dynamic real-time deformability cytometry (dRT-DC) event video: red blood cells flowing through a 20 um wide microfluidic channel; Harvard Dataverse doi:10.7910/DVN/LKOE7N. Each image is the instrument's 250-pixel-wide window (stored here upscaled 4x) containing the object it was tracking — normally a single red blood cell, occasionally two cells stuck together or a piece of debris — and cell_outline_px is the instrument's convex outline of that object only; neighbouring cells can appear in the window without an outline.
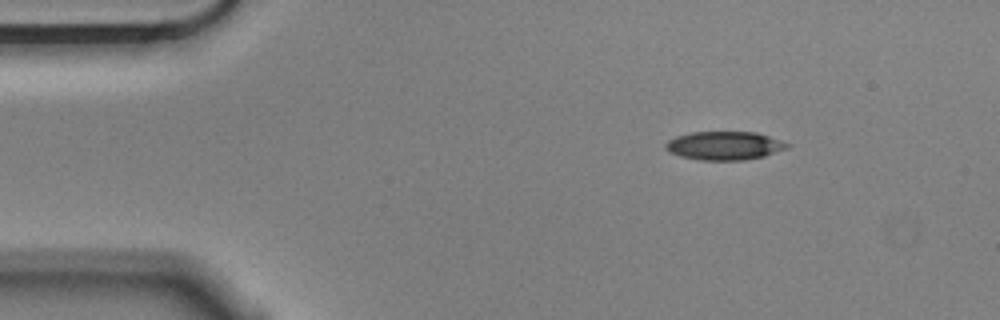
{"species": "Egyptian fruit bat (a non-hibernating species)", "species_latin": "Rousettus aegyptiacus", "temperature_condition": "cold", "stored_images_in_passage": 4, "camera_frame_rate_fps": 3000, "um_per_image_px": 0.085, "animal": {"sex": "male"}, "frame": {"image": 1, "passage_image": 1, "time_ms": 0.0, "image_size_px": [1000, 320], "cell_outline_px": [[792, 144], [788, 148], [764, 156], [744, 160], [700, 160], [680, 156], [668, 152], [664, 148], [664, 144], [668, 140], [676, 136], [692, 132], [756, 132]], "centroid_in_image_um": [61.56, 12.38], "position_along_channel_um": 23.4, "area_um2": 20.29}}
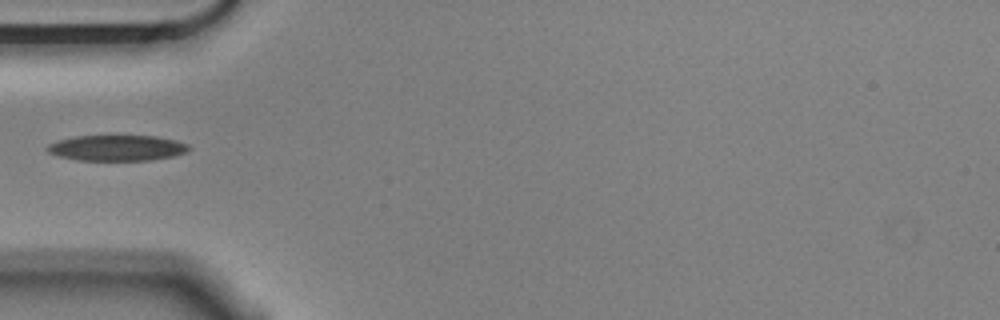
{"frame": {"image": 2, "passage_image": 4, "time_ms": 1.0, "image_size_px": [1000, 320], "cell_outline_px": [[192, 148], [188, 152], [176, 156], [152, 160], [76, 160], [56, 156], [48, 152], [44, 148], [48, 144], [60, 140], [76, 136], [156, 136], [176, 140], [188, 144]], "centroid_in_image_um": [9.97, 12.58], "position_along_channel_um": 75.0, "area_um2": 21.44}}